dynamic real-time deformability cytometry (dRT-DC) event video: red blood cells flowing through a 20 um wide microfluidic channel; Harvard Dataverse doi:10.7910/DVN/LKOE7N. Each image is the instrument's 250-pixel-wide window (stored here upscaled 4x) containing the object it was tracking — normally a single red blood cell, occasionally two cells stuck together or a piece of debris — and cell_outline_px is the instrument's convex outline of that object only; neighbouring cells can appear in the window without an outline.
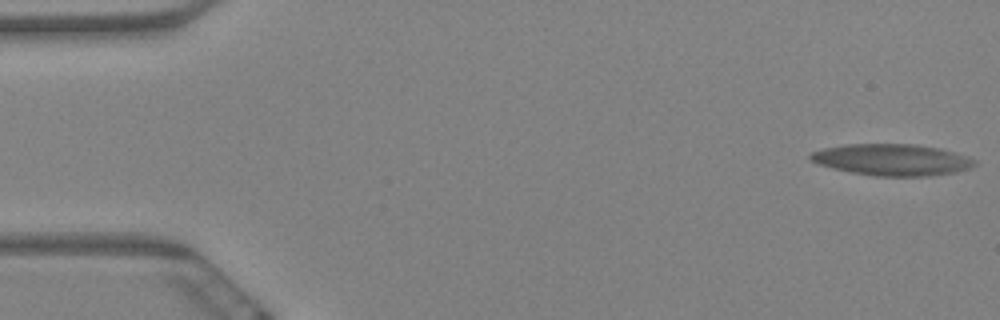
{"species": "Egyptian fruit bat (a non-hibernating species)", "species_latin": "Rousettus aegyptiacus", "temperature_condition": "warm", "stored_images_in_passage": 6, "camera_frame_rate_fps": 3000, "um_per_image_px": 0.085, "animal": {"sex": "female"}, "frame": {"image": 1, "passage_image": 1, "time_ms": 0.0, "image_size_px": [1000, 320], "cell_outline_px": [[976, 164], [968, 168], [956, 172], [928, 176], [872, 176], [832, 168], [808, 160], [808, 156], [812, 152], [824, 148], [848, 144], [912, 144], [936, 148], [952, 152], [976, 160]], "centroid_in_image_um": [75.77, 13.58], "position_along_channel_um": 9.2, "area_um2": 29.82}}
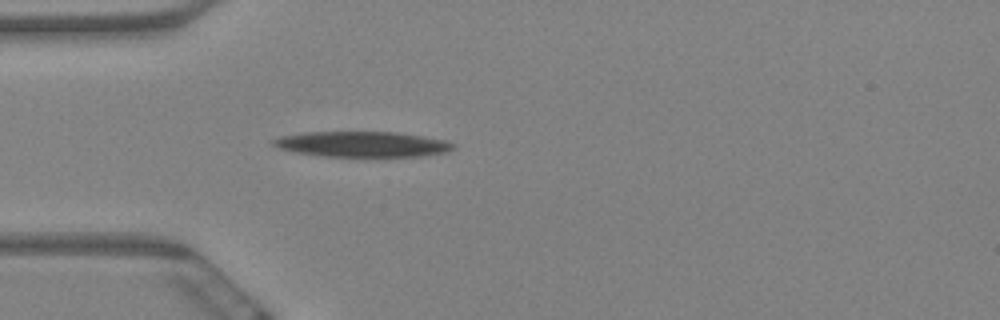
{"frame": {"image": 2, "passage_image": 6, "time_ms": 1.667, "image_size_px": [1000, 320], "cell_outline_px": [[456, 148], [448, 152], [420, 156], [324, 156], [296, 152], [280, 148], [272, 144], [272, 140], [280, 136], [304, 132], [396, 132], [448, 140], [456, 144]], "centroid_in_image_um": [30.85, 12.25], "position_along_channel_um": 54.1, "area_um2": 26.7}}